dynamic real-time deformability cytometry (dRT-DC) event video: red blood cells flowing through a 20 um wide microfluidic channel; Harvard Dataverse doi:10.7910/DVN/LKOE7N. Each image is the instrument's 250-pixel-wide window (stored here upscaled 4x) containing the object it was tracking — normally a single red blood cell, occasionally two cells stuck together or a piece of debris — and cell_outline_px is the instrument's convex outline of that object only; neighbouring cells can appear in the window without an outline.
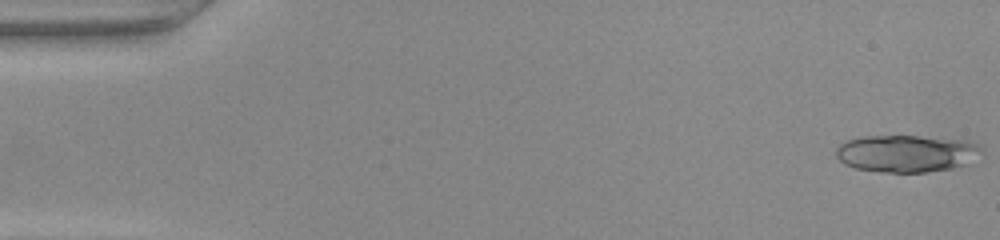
{"species": "common noctule bat (a hibernating species)", "species_latin": "Nyctalus noctula", "temperature_condition": "warm", "stored_images_in_passage": 49, "camera_frame_rate_fps": 3000, "um_per_image_px": 0.085, "animal": {"sex": "female", "body_mass_g": 22.0, "forearm_length_mm": 56.7}, "frame": {"image": 1, "passage_image": 1, "time_ms": 0.0, "image_size_px": [1000, 240], "cell_outline_px": [[984, 152], [964, 164], [952, 168], [924, 172], [880, 172], [856, 168], [844, 164], [836, 156], [836, 148], [840, 144], [848, 140], [864, 136], [916, 136], [964, 140], [976, 144], [984, 148]], "centroid_in_image_um": [77.04, 13.04], "position_along_channel_um": 8.0, "area_um2": 31.33}}
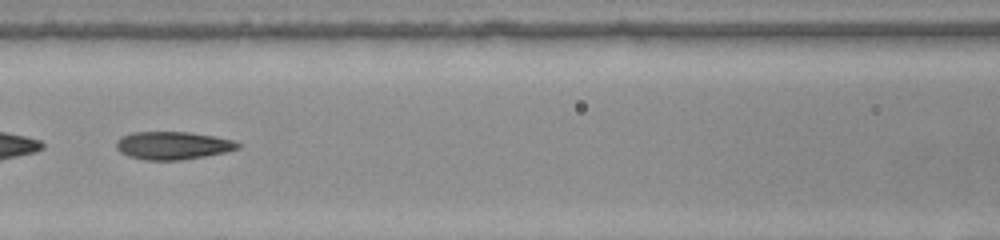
{"frame": {"image": 2, "passage_image": 22, "time_ms": 7.0, "image_size_px": [1000, 240], "cell_outline_px": [[244, 144], [240, 148], [224, 152], [204, 156], [180, 160], [144, 160], [128, 156], [120, 152], [116, 148], [116, 140], [132, 132], [188, 132], [216, 136], [232, 140]], "centroid_in_image_um": [14.7, 12.36], "position_along_channel_um": 151.9, "area_um2": 19.83}}
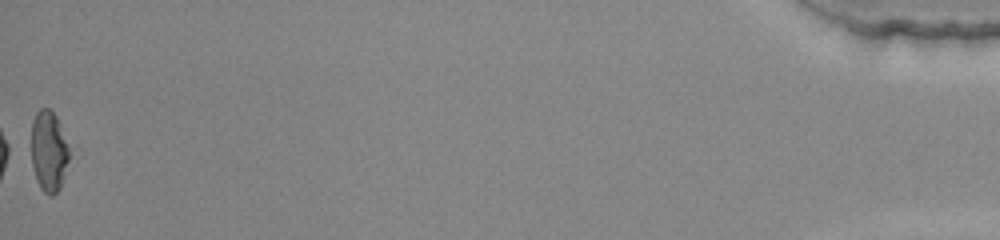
{"frame": {"image": 3, "passage_image": 49, "time_ms": 16.0, "image_size_px": [1000, 240], "cell_outline_px": [[68, 160], [60, 188], [52, 196], [48, 196], [40, 188], [36, 180], [32, 164], [32, 120], [36, 112], [40, 108], [48, 108], [56, 116], [68, 148]], "centroid_in_image_um": [4.12, 12.87], "position_along_channel_um": 431.1, "area_um2": 17.51}}